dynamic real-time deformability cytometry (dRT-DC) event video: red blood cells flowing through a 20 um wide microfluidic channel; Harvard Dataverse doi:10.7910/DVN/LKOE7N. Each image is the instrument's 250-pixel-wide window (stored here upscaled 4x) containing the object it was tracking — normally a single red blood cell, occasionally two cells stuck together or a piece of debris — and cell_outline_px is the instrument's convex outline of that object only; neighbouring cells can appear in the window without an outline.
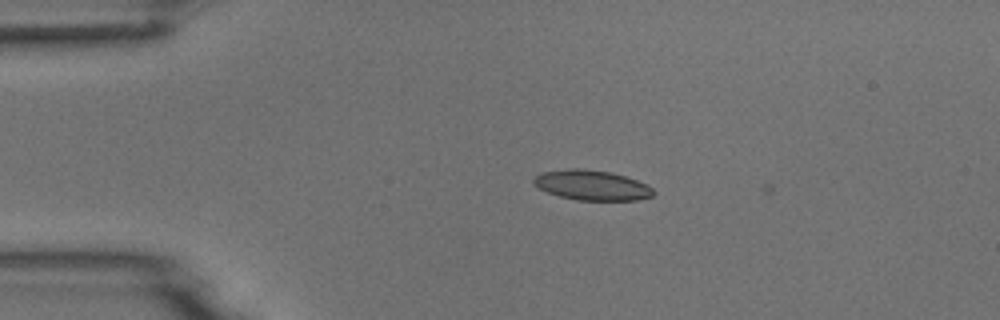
{"species": "common noctule bat (a hibernating species)", "species_latin": "Nyctalus noctula", "temperature_condition": "room temperature", "stored_images_in_passage": 2, "camera_frame_rate_fps": 3000, "um_per_image_px": 0.085, "animal": {"sex": "male", "body_mass_g": 18.8}, "frame": {"image": 1, "passage_image": 1, "time_ms": 0.0, "image_size_px": [1000, 320], "cell_outline_px": [[656, 192], [652, 196], [636, 200], [576, 200], [560, 196], [548, 192], [532, 184], [532, 180], [536, 176], [544, 172], [572, 168], [580, 168], [608, 172], [624, 176], [636, 180], [652, 188]], "centroid_in_image_um": [50.3, 15.75], "position_along_channel_um": 34.7, "area_um2": 20.63}}